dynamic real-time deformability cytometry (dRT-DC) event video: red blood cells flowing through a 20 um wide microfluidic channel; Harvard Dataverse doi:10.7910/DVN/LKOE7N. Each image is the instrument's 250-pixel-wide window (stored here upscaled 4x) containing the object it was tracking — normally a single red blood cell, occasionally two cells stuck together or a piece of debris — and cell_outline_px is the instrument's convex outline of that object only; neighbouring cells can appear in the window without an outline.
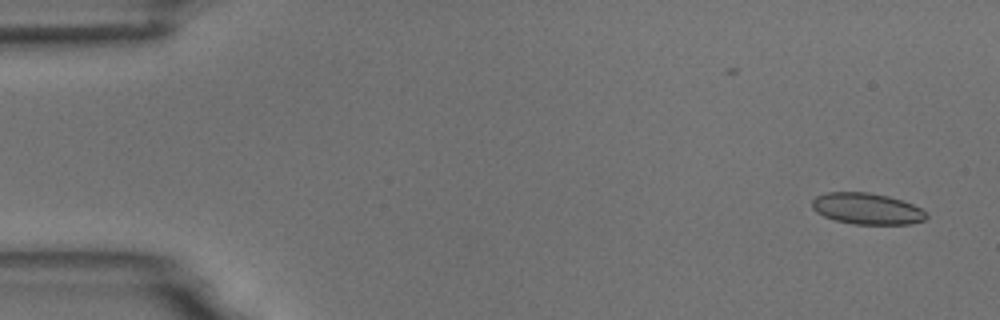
{"species": "common noctule bat (a hibernating species)", "species_latin": "Nyctalus noctula", "temperature_condition": "room temperature", "stored_images_in_passage": 4, "camera_frame_rate_fps": 3000, "um_per_image_px": 0.085, "animal": {"sex": "male", "body_mass_g": 18.8}, "frame": {"image": 1, "passage_image": 1, "time_ms": 0.0, "image_size_px": [1000, 320], "cell_outline_px": [[928, 216], [924, 220], [912, 224], [852, 224], [836, 220], [824, 216], [816, 212], [812, 208], [812, 200], [816, 196], [828, 192], [868, 192], [888, 196], [912, 204], [920, 208]], "centroid_in_image_um": [73.67, 17.74], "position_along_channel_um": 11.3, "area_um2": 20.75}}
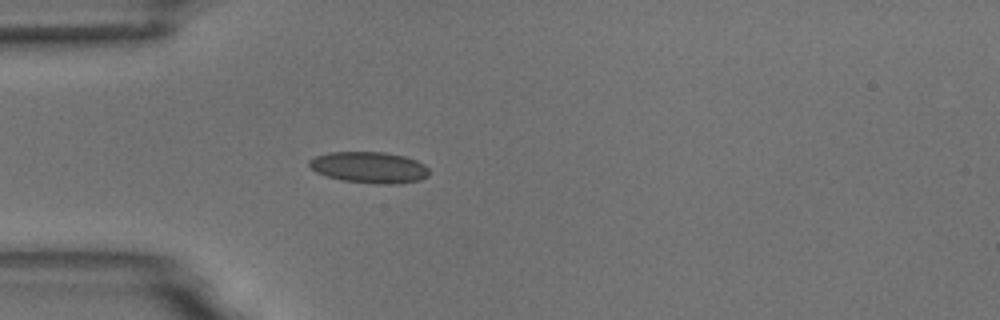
{"frame": {"image": 2, "passage_image": 4, "time_ms": 4.333, "image_size_px": [1000, 320], "cell_outline_px": [[428, 176], [420, 180], [396, 184], [376, 184], [344, 180], [328, 176], [316, 172], [308, 164], [308, 160], [316, 156], [328, 152], [384, 152], [404, 156], [416, 160], [424, 164], [428, 168]], "centroid_in_image_um": [31.4, 14.22], "position_along_channel_um": 53.6, "area_um2": 21.79}}